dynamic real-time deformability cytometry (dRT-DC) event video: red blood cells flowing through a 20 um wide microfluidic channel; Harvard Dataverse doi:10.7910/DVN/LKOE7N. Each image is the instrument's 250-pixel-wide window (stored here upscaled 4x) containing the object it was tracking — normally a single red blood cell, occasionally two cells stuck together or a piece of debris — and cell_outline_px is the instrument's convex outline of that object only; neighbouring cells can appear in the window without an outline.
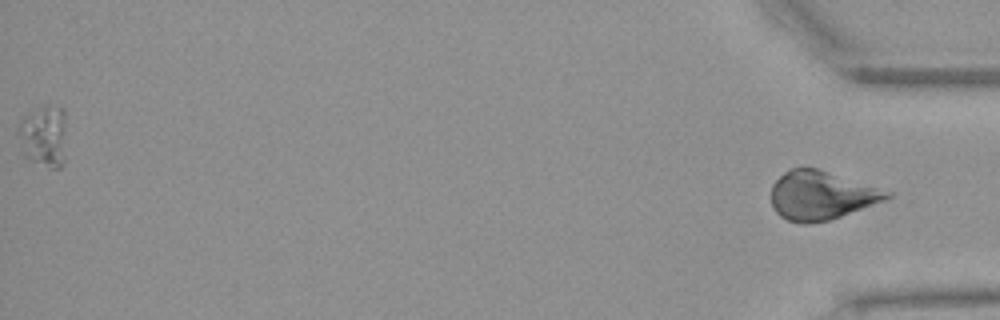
{"species": "Egyptian fruit bat (a non-hibernating species)", "species_latin": "Rousettus aegyptiacus", "temperature_condition": "warm", "stored_images_in_passage": 45, "segment_of_instrument_passage": [2, 2], "camera_frame_rate_fps": 3000, "um_per_image_px": 0.085, "animal": {"sex": "female"}, "frame": {"image": 1, "passage_image": 45, "time_ms": 14.667, "image_size_px": [1000, 320], "cell_outline_px": [[892, 196], [884, 200], [840, 216], [828, 220], [808, 224], [804, 224], [788, 220], [780, 216], [772, 208], [772, 184], [784, 172], [792, 168], [816, 168], [892, 192]], "centroid_in_image_um": [69.76, 16.61], "position_along_channel_um": 365.4, "area_um2": 32.31}}